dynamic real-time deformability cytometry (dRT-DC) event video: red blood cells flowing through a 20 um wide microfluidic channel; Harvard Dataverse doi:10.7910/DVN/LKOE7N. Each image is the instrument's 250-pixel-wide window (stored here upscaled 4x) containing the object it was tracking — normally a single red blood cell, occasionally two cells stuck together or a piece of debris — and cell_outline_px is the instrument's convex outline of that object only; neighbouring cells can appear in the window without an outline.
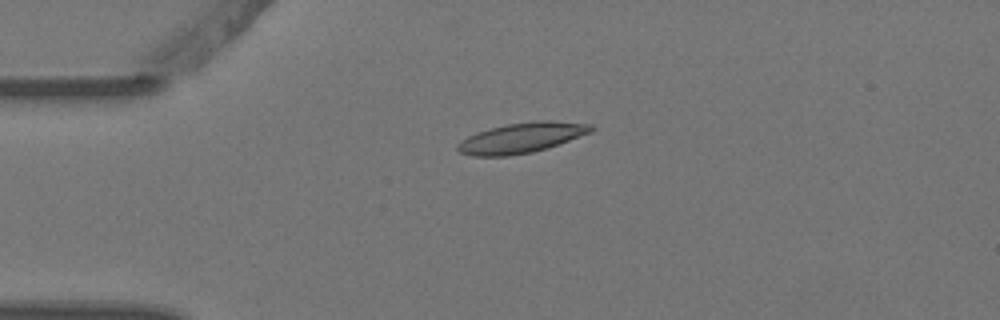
{"species": "Egyptian fruit bat (a non-hibernating species)", "species_latin": "Rousettus aegyptiacus", "temperature_condition": "warm", "stored_images_in_passage": 4, "camera_frame_rate_fps": 3000, "um_per_image_px": 0.085, "animal": {"sex": "female"}, "frame": {"image": 1, "passage_image": 2, "time_ms": 0.333, "image_size_px": [1000, 320], "cell_outline_px": [[596, 128], [592, 132], [532, 152], [508, 156], [472, 156], [460, 152], [456, 148], [456, 144], [468, 136], [476, 132], [508, 124], [536, 120], [552, 120], [592, 124]], "centroid_in_image_um": [44.33, 11.7], "position_along_channel_um": 40.7, "area_um2": 23.35}}
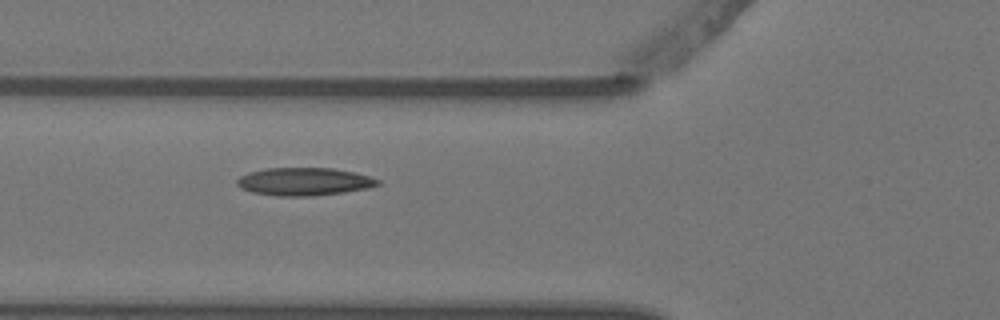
{"frame": {"image": 2, "passage_image": 4, "time_ms": 1.0, "image_size_px": [1000, 320], "cell_outline_px": [[380, 184], [368, 188], [344, 192], [312, 196], [276, 196], [252, 192], [240, 188], [236, 184], [236, 180], [240, 176], [248, 172], [264, 168], [332, 168], [356, 172], [380, 180]], "centroid_in_image_um": [25.83, 15.43], "position_along_channel_um": 100.0, "area_um2": 23.0}}